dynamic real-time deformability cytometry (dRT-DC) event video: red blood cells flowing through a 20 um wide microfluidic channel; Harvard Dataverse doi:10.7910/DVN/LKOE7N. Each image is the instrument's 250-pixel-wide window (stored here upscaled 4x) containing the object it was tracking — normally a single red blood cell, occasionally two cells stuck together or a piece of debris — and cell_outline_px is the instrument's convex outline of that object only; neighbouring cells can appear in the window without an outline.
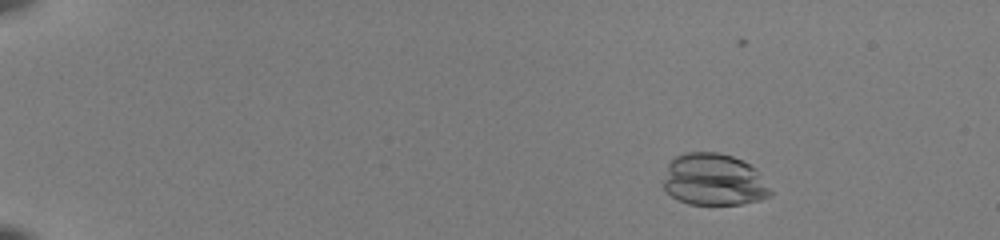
{"species": "common noctule bat (a hibernating species)", "species_latin": "Nyctalus noctula", "temperature_condition": "room temperature", "stored_images_in_passage": 17, "camera_frame_rate_fps": 3000, "um_per_image_px": 0.085, "animal": {"sex": "female", "body_mass_g": 22.0, "forearm_length_mm": 56.7}, "frame": {"image": 1, "passage_image": 10, "time_ms": 3.0, "image_size_px": [1000, 240], "cell_outline_px": [[772, 196], [760, 200], [740, 204], [688, 204], [672, 196], [664, 188], [664, 180], [668, 164], [676, 156], [684, 152], [720, 152], [732, 156], [756, 168], [772, 192]], "centroid_in_image_um": [60.69, 15.27], "position_along_channel_um": 24.3, "area_um2": 32.31}}